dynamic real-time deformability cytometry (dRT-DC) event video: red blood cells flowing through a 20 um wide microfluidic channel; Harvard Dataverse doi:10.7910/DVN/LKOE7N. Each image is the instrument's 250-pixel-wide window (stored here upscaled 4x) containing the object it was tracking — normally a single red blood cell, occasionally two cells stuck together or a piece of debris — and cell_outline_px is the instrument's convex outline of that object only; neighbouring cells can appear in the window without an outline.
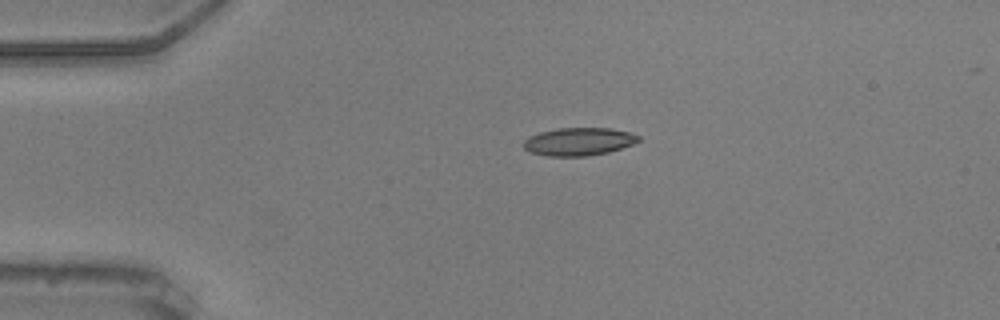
{"species": "common noctule bat (a hibernating species)", "species_latin": "Nyctalus noctula", "temperature_condition": "warm", "stored_images_in_passage": 14, "camera_frame_rate_fps": 3000, "um_per_image_px": 0.085, "animal": {"sex": "male", "body_mass_g": 20.5, "forearm_length_mm": 52.5}, "frame": {"image": 1, "passage_image": 1, "time_ms": 0.0, "image_size_px": [1000, 320], "cell_outline_px": [[640, 140], [632, 144], [608, 152], [588, 156], [548, 156], [532, 152], [524, 148], [524, 140], [528, 136], [540, 132], [556, 128], [612, 128], [628, 132], [640, 136]], "centroid_in_image_um": [49.18, 12.03], "position_along_channel_um": 35.8, "area_um2": 18.61}}
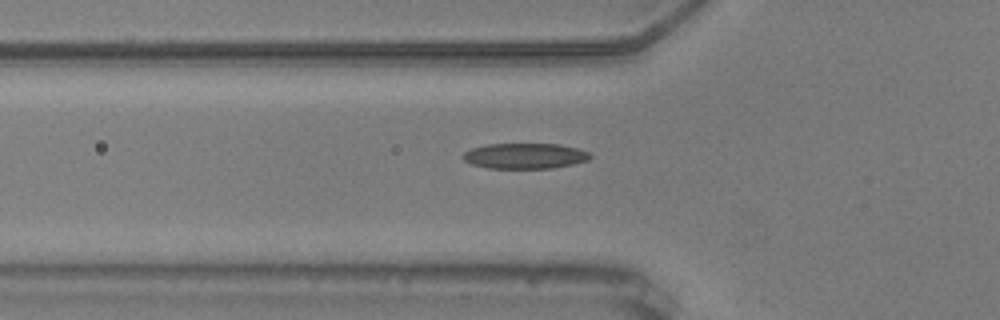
{"frame": {"image": 2, "passage_image": 8, "time_ms": 2.333, "image_size_px": [1000, 320], "cell_outline_px": [[592, 156], [588, 160], [572, 164], [552, 168], [488, 168], [472, 164], [464, 160], [460, 156], [464, 152], [472, 148], [488, 144], [560, 144], [576, 148], [588, 152]], "centroid_in_image_um": [44.59, 13.25], "position_along_channel_um": 81.2, "area_um2": 18.84}}